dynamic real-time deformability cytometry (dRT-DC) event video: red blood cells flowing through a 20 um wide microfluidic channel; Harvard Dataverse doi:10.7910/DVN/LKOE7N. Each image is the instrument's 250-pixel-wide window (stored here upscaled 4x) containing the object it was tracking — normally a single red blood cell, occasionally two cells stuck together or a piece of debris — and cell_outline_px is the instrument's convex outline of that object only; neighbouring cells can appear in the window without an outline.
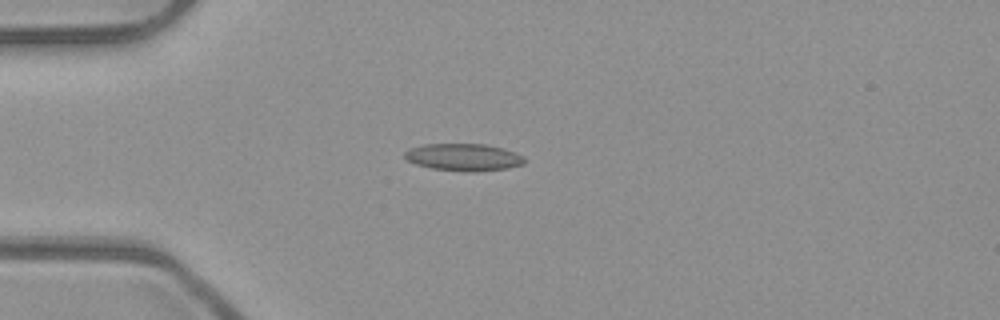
{"species": "common noctule bat (a hibernating species)", "species_latin": "Nyctalus noctula", "temperature_condition": "room temperature", "stored_images_in_passage": 52, "camera_frame_rate_fps": 3000, "um_per_image_px": 0.085, "animal": {"sex": "male", "body_mass_g": 23.1, "forearm_length_mm": 52.7}, "frame": {"image": 1, "passage_image": 14, "time_ms": 4.333, "image_size_px": [1000, 320], "cell_outline_px": [[524, 164], [508, 168], [476, 172], [464, 172], [432, 168], [416, 164], [408, 160], [404, 156], [404, 152], [408, 148], [424, 144], [484, 144], [504, 148], [516, 152], [524, 156]], "centroid_in_image_um": [39.42, 13.36], "position_along_channel_um": 45.6, "area_um2": 19.19}}
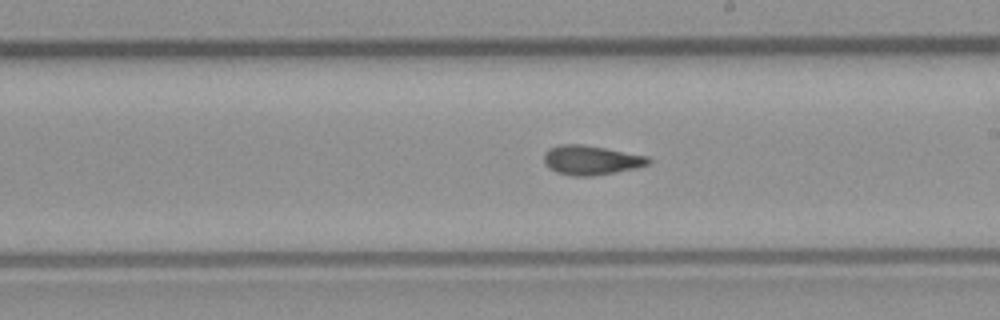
{"frame": {"image": 2, "passage_image": 30, "time_ms": 9.667, "image_size_px": [1000, 320], "cell_outline_px": [[652, 160], [648, 164], [636, 168], [616, 172], [592, 176], [572, 176], [556, 172], [548, 168], [544, 160], [544, 152], [548, 148], [560, 144], [584, 144], [648, 156]], "centroid_in_image_um": [50.22, 13.61], "position_along_channel_um": 238.8, "area_um2": 18.03}}
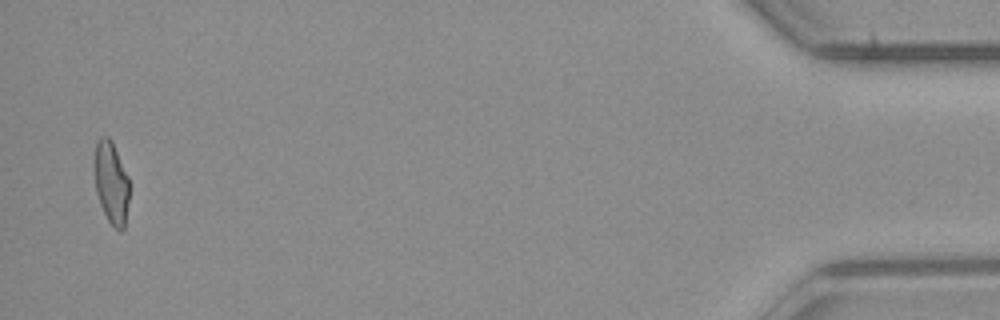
{"frame": {"image": 3, "passage_image": 51, "time_ms": 16.667, "image_size_px": [1000, 320], "cell_outline_px": [[128, 200], [124, 228], [120, 232], [108, 220], [100, 204], [96, 192], [92, 164], [96, 140], [104, 136], [108, 136], [112, 140], [128, 176]], "centroid_in_image_um": [9.41, 15.46], "position_along_channel_um": 425.8, "area_um2": 16.99}, "authors_computed_cell_mechanics": {"area_um2": 17.7157, "velocity_mm_per_s": 3.9804, "shape_relaxation_time_tau1_ms": null, "shape_relaxation_time_tau2_ms": 1.8855, "deformation_change_tau1": null, "deformation_change_tau2": 0.0877}}